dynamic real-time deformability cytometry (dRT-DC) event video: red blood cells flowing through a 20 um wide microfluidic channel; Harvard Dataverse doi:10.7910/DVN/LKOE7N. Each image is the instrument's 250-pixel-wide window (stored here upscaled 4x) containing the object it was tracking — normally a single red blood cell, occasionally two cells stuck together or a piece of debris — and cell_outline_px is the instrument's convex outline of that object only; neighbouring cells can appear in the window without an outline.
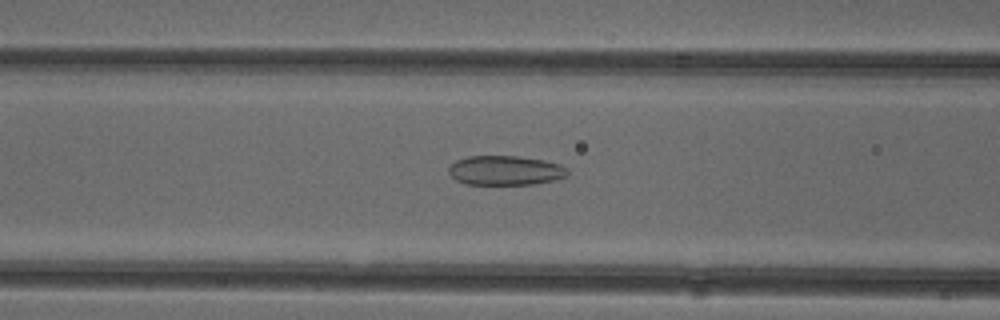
{"species": "common noctule bat (a hibernating species)", "species_latin": "Nyctalus noctula", "temperature_condition": "cold", "stored_images_in_passage": 45, "camera_frame_rate_fps": 3000, "um_per_image_px": 0.085, "animal": {"sex": "female"}, "frame": {"image": 1, "passage_image": 21, "time_ms": 6.667, "image_size_px": [1000, 320], "cell_outline_px": [[568, 176], [536, 184], [464, 184], [456, 180], [448, 172], [448, 168], [456, 160], [468, 156], [520, 156], [544, 160], [560, 164], [568, 168]], "centroid_in_image_um": [42.96, 14.48], "position_along_channel_um": 123.6, "area_um2": 20.52}}
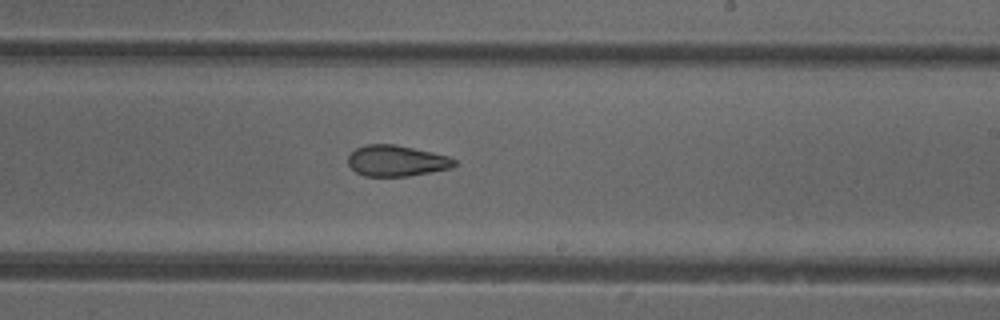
{"frame": {"image": 2, "passage_image": 31, "time_ms": 10.0, "image_size_px": [1000, 320], "cell_outline_px": [[456, 164], [452, 168], [408, 176], [364, 176], [356, 172], [348, 164], [348, 156], [356, 148], [364, 144], [396, 144], [432, 152], [448, 156], [456, 160]], "centroid_in_image_um": [33.7, 13.66], "position_along_channel_um": 255.3, "area_um2": 19.25}}
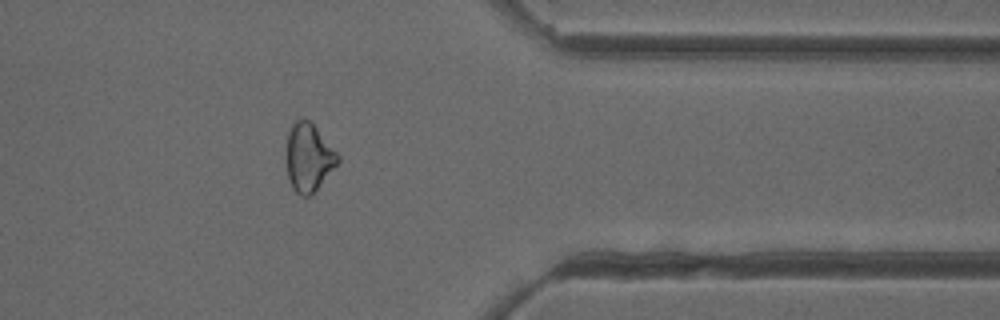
{"frame": {"image": 3, "passage_image": 42, "time_ms": 13.667, "image_size_px": [1000, 320], "cell_outline_px": [[340, 160], [312, 196], [304, 196], [296, 192], [292, 188], [288, 176], [284, 156], [288, 132], [292, 124], [296, 120], [308, 120], [316, 128], [340, 156]], "centroid_in_image_um": [26.2, 13.41], "position_along_channel_um": 385.2, "area_um2": 20.52}}